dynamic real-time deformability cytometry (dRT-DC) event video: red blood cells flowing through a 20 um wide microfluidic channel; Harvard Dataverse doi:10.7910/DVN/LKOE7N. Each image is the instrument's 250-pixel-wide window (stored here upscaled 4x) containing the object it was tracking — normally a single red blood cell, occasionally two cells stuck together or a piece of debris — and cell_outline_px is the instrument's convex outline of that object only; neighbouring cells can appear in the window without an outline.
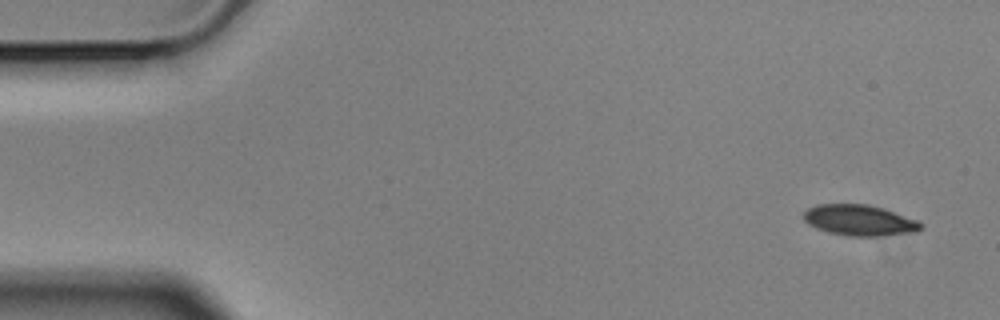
{"species": "Egyptian fruit bat (a non-hibernating species)", "species_latin": "Rousettus aegyptiacus", "temperature_condition": "cold", "stored_images_in_passage": 9, "camera_frame_rate_fps": 3000, "um_per_image_px": 0.085, "animal": {"sex": "male"}, "frame": {"image": 1, "passage_image": 1, "time_ms": 0.0, "image_size_px": [1000, 320], "cell_outline_px": [[924, 228], [916, 232], [876, 236], [848, 236], [828, 232], [816, 228], [808, 224], [804, 220], [804, 212], [808, 208], [816, 204], [868, 204], [884, 208], [920, 220], [924, 224]], "centroid_in_image_um": [73.11, 18.72], "position_along_channel_um": 11.9, "area_um2": 21.39}}
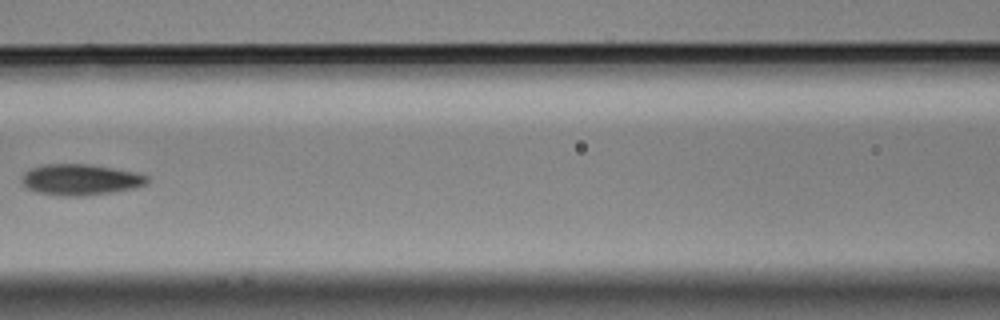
{"frame": {"image": 2, "passage_image": 6, "time_ms": 1.667, "image_size_px": [1000, 320], "cell_outline_px": [[148, 184], [136, 188], [112, 192], [84, 196], [64, 196], [36, 192], [28, 188], [20, 180], [24, 172], [32, 168], [44, 164], [88, 164], [136, 172], [148, 176]], "centroid_in_image_um": [6.85, 15.27], "position_along_channel_um": 159.7, "area_um2": 22.72}}
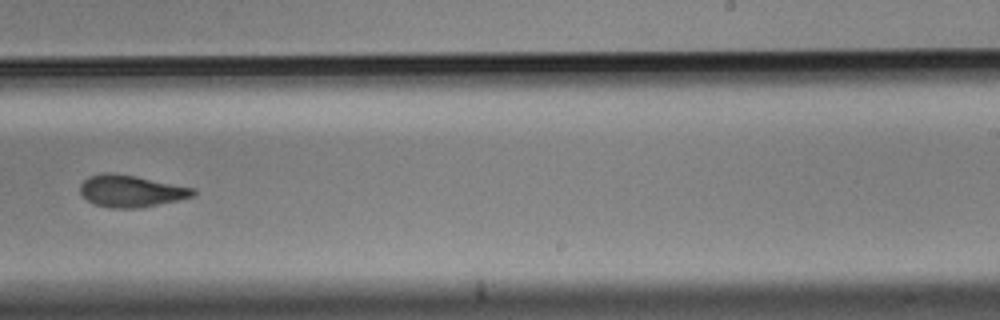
{"frame": {"image": 3, "passage_image": 9, "time_ms": 2.667, "image_size_px": [1000, 320], "cell_outline_px": [[196, 196], [180, 200], [136, 208], [108, 208], [96, 204], [88, 200], [80, 192], [80, 184], [88, 176], [104, 172], [112, 172], [136, 176], [196, 188]], "centroid_in_image_um": [11.16, 16.23], "position_along_channel_um": 277.8, "area_um2": 21.15}}